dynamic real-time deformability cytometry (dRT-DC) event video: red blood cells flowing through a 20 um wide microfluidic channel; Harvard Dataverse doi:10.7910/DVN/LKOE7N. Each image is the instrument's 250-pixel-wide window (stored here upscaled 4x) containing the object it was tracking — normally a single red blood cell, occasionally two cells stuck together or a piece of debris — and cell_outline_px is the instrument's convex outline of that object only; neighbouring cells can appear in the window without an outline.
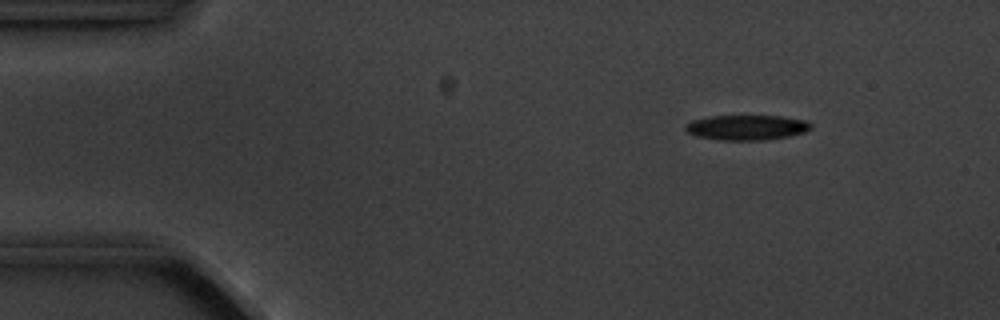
{"species": "common noctule bat (a hibernating species)", "species_latin": "Nyctalus noctula", "temperature_condition": "cold", "stored_images_in_passage": 3, "camera_frame_rate_fps": 3000, "um_per_image_px": 0.085, "animal": {"sex": "male", "body_mass_g": 20.1, "forearm_length_mm": 53.5}, "frame": {"image": 1, "passage_image": 1, "time_ms": 0.0, "image_size_px": [1000, 320], "cell_outline_px": [[812, 128], [804, 132], [788, 136], [764, 140], [720, 140], [696, 136], [688, 132], [684, 128], [684, 124], [692, 120], [712, 116], [784, 116], [808, 120], [812, 124]], "centroid_in_image_um": [63.48, 10.83], "position_along_channel_um": 21.5, "area_um2": 18.44}}